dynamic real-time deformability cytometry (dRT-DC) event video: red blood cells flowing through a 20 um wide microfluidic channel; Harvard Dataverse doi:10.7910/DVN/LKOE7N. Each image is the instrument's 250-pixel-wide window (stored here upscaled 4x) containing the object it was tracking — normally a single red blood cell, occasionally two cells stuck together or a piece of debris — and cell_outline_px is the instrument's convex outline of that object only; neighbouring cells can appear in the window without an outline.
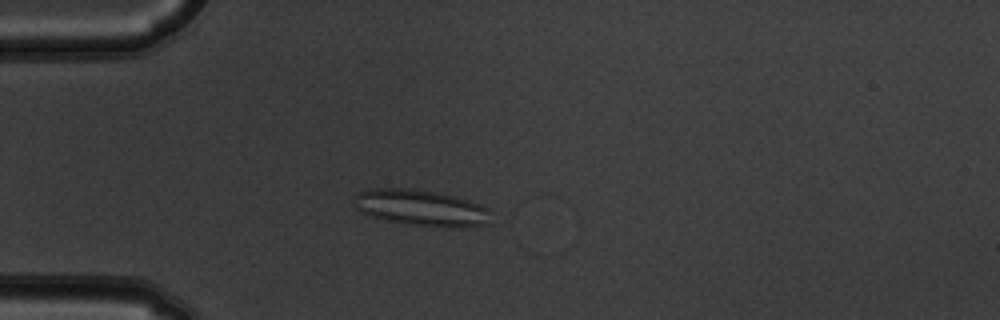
{"species": "common noctule bat (a hibernating species)", "species_latin": "Nyctalus noctula", "temperature_condition": "warm", "stored_images_in_passage": 6, "camera_frame_rate_fps": 3000, "um_per_image_px": 0.085, "animal": {"sex": "male", "body_mass_g": 19.5, "forearm_length_mm": 54.6}, "frame": {"image": 1, "passage_image": 5, "time_ms": 1.333, "image_size_px": [1000, 320], "cell_outline_px": [[488, 224], [468, 228], [444, 228], [408, 224], [384, 220], [372, 216], [356, 208], [352, 204], [356, 192], [376, 188], [408, 188], [440, 192], [456, 196], [480, 204], [488, 208]], "centroid_in_image_um": [35.8, 17.67], "position_along_channel_um": 49.2, "area_um2": 29.25}}